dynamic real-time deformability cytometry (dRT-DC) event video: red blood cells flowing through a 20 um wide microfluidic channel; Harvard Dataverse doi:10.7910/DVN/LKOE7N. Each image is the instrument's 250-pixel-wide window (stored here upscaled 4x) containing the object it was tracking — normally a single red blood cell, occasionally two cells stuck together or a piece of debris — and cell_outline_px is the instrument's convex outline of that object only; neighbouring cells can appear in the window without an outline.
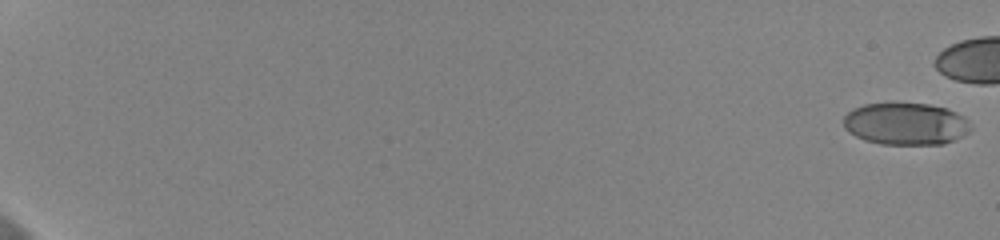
{"species": "human", "species_latin": "Homo sapiens", "temperature_condition": "cold", "stored_images_in_passage": 54, "camera_frame_rate_fps": 3000, "um_per_image_px": 0.085, "donor": {"sex": "female"}, "frame": {"image": 1, "passage_image": 1, "time_ms": 0.0, "image_size_px": [1000, 240], "cell_outline_px": [[972, 128], [968, 132], [956, 140], [944, 144], [880, 144], [864, 140], [848, 132], [844, 128], [844, 116], [852, 108], [864, 104], [892, 100], [928, 104], [944, 108], [956, 112], [964, 116], [972, 124]], "centroid_in_image_um": [76.97, 10.49], "position_along_channel_um": 8.0, "area_um2": 32.19}}
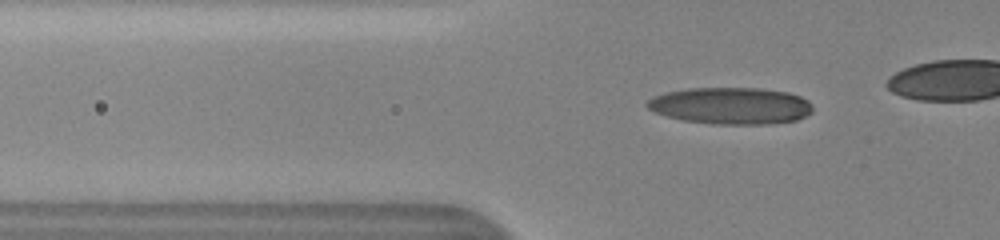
{"frame": {"image": 2, "passage_image": 23, "time_ms": 7.333, "image_size_px": [1000, 240], "cell_outline_px": [[812, 112], [796, 120], [768, 124], [712, 124], [684, 120], [652, 112], [644, 104], [652, 96], [664, 92], [688, 88], [760, 88], [788, 92], [800, 96], [808, 100], [812, 104]], "centroid_in_image_um": [62.09, 8.98], "position_along_channel_um": 63.7, "area_um2": 35.72}}
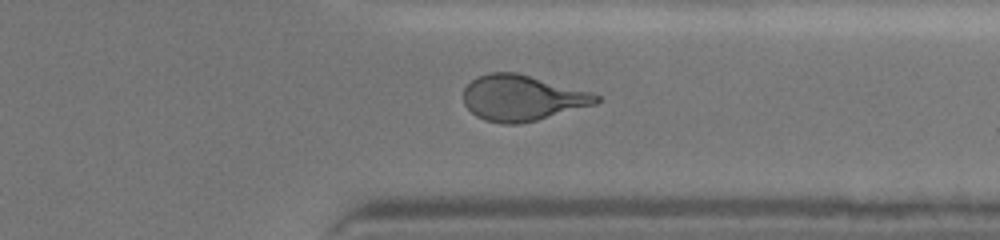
{"frame": {"image": 3, "passage_image": 49, "time_ms": 16.0, "image_size_px": [1000, 240], "cell_outline_px": [[600, 100], [596, 104], [536, 120], [516, 124], [504, 124], [484, 120], [476, 116], [464, 104], [464, 88], [472, 80], [488, 72], [516, 72], [592, 92], [600, 96]], "centroid_in_image_um": [44.38, 8.32], "position_along_channel_um": 367.0, "area_um2": 35.2}}